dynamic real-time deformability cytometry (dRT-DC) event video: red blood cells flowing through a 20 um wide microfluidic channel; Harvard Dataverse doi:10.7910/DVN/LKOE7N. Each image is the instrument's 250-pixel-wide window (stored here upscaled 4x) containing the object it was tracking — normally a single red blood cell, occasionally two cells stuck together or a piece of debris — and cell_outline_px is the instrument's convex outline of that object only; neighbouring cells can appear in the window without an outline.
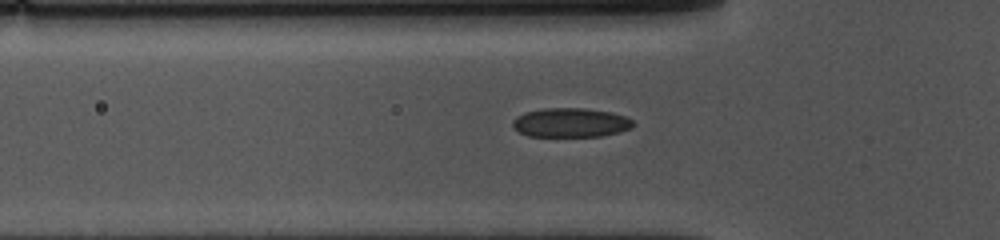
{"species": "common noctule bat (a hibernating species)", "species_latin": "Nyctalus noctula", "temperature_condition": "cold", "stored_images_in_passage": 37, "camera_frame_rate_fps": 3000, "um_per_image_px": 0.085, "animal": {"sex": "female", "body_mass_g": 10.0, "forearm_length_mm": 53.1}, "frame": {"image": 1, "passage_image": 3, "time_ms": 0.667, "image_size_px": [1000, 240], "cell_outline_px": [[636, 124], [632, 128], [604, 136], [528, 136], [520, 132], [512, 124], [512, 120], [516, 116], [524, 112], [544, 108], [584, 108], [612, 112], [624, 116], [632, 120]], "centroid_in_image_um": [48.52, 10.42], "position_along_channel_um": 77.3, "area_um2": 20.58}}
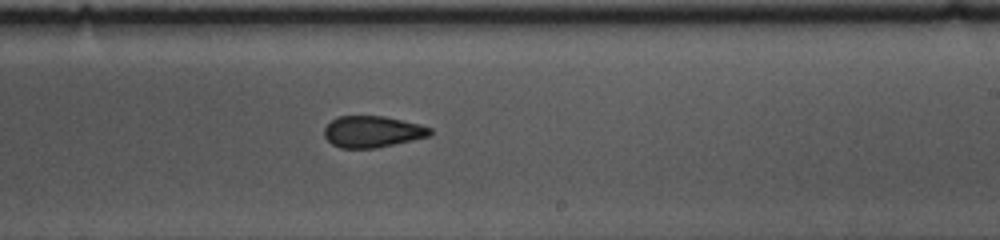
{"frame": {"image": 2, "passage_image": 18, "time_ms": 5.667, "image_size_px": [1000, 240], "cell_outline_px": [[432, 132], [428, 136], [412, 140], [376, 148], [340, 148], [332, 144], [324, 136], [324, 128], [336, 116], [384, 116], [420, 124], [432, 128]], "centroid_in_image_um": [31.64, 11.19], "position_along_channel_um": 257.4, "area_um2": 19.36}}
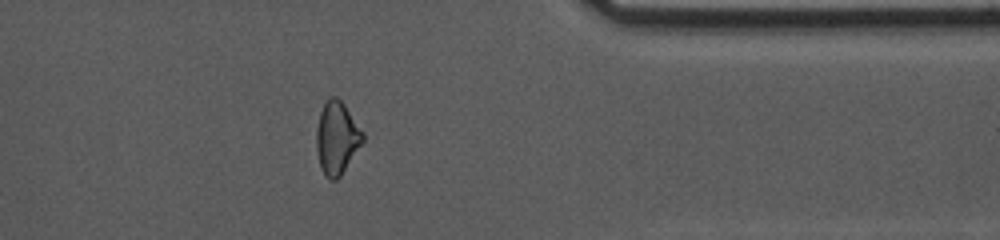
{"frame": {"image": 3, "passage_image": 30, "time_ms": 9.667, "image_size_px": [1000, 240], "cell_outline_px": [[364, 140], [340, 176], [336, 180], [328, 180], [324, 176], [320, 168], [316, 148], [316, 128], [320, 112], [328, 96], [336, 96], [344, 104], [364, 132]], "centroid_in_image_um": [28.61, 11.73], "position_along_channel_um": 382.8, "area_um2": 19.77}, "authors_computed_cell_mechanics": {"area_um2": 19.7676, "velocity_mm_per_s": 3.5815, "shape_relaxation_time_tau1_ms": 5.6945, "shape_relaxation_time_tau2_ms": 3.1473, "deformation_change_tau1": 0.1149, "deformation_change_tau2": 0.0881}}